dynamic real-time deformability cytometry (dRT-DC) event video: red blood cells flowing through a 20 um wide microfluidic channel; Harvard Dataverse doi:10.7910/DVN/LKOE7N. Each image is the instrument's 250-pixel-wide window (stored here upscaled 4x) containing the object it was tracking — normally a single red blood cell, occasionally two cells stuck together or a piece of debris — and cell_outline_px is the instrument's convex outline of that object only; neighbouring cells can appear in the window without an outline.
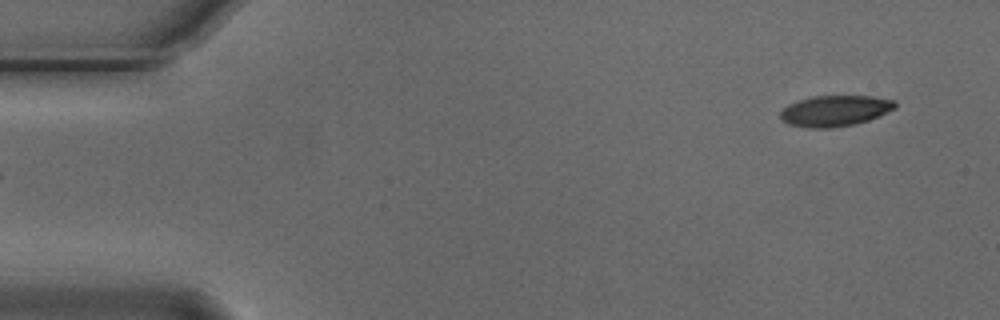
{"species": "Egyptian fruit bat (a non-hibernating species)", "species_latin": "Rousettus aegyptiacus", "temperature_condition": "cold", "stored_images_in_passage": 6, "segment_of_instrument_passage": [2, 2], "camera_frame_rate_fps": 3000, "um_per_image_px": 0.085, "animal": {"sex": "male"}, "frame": {"image": 1, "passage_image": 6, "time_ms": 1.667, "image_size_px": [1000, 320], "cell_outline_px": [[896, 108], [868, 120], [856, 124], [832, 128], [808, 128], [788, 124], [780, 116], [780, 112], [788, 104], [812, 96], [872, 96], [896, 100]], "centroid_in_image_um": [70.99, 9.42], "position_along_channel_um": 14.0, "area_um2": 20.63}}